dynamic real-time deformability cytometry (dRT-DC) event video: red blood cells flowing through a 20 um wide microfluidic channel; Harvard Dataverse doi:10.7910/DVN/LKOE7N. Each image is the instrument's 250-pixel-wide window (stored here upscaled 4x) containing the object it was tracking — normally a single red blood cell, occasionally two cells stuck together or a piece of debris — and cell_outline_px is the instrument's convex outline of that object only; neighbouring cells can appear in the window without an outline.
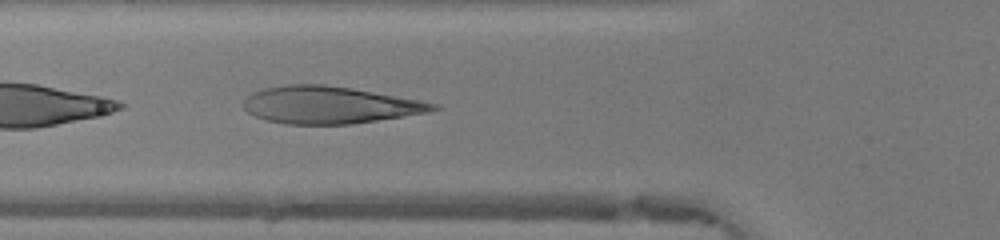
{"species": "human", "species_latin": "Homo sapiens", "temperature_condition": "warm", "stored_images_in_passage": 31, "camera_frame_rate_fps": 3000, "um_per_image_px": 0.085, "donor": {"sex": "female"}, "frame": {"image": 1, "passage_image": 3, "time_ms": 0.667, "image_size_px": [1000, 240], "cell_outline_px": [[440, 108], [428, 112], [352, 124], [288, 124], [268, 120], [256, 116], [248, 112], [244, 108], [244, 100], [248, 96], [256, 92], [268, 88], [288, 84], [320, 84], [348, 88], [440, 104]], "centroid_in_image_um": [28.01, 8.93], "position_along_channel_um": 97.8, "area_um2": 40.17}}
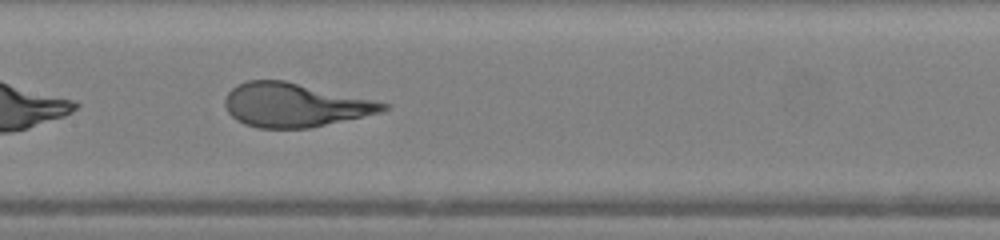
{"frame": {"image": 2, "passage_image": 9, "time_ms": 2.667, "image_size_px": [1000, 240], "cell_outline_px": [[388, 108], [380, 112], [312, 128], [260, 128], [244, 124], [236, 120], [228, 112], [224, 104], [224, 100], [228, 92], [236, 84], [248, 80], [284, 80], [372, 100], [388, 104]], "centroid_in_image_um": [24.97, 8.93], "position_along_channel_um": 182.4, "area_um2": 40.06}}
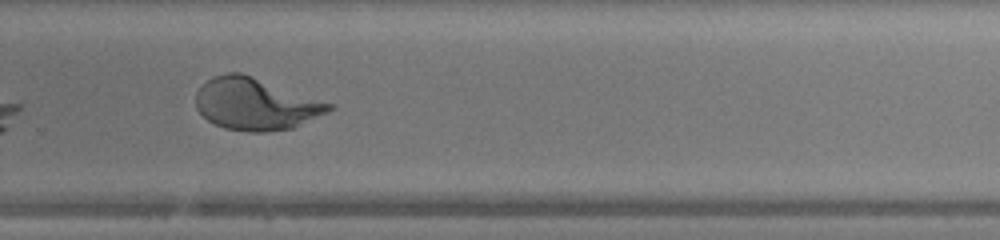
{"frame": {"image": 3, "passage_image": 18, "time_ms": 5.667, "image_size_px": [1000, 240], "cell_outline_px": [[336, 108], [292, 128], [264, 132], [248, 132], [224, 128], [208, 120], [196, 108], [196, 92], [208, 80], [216, 76], [228, 72], [240, 72], [332, 104]], "centroid_in_image_um": [21.71, 8.85], "position_along_channel_um": 308.1, "area_um2": 39.65}}